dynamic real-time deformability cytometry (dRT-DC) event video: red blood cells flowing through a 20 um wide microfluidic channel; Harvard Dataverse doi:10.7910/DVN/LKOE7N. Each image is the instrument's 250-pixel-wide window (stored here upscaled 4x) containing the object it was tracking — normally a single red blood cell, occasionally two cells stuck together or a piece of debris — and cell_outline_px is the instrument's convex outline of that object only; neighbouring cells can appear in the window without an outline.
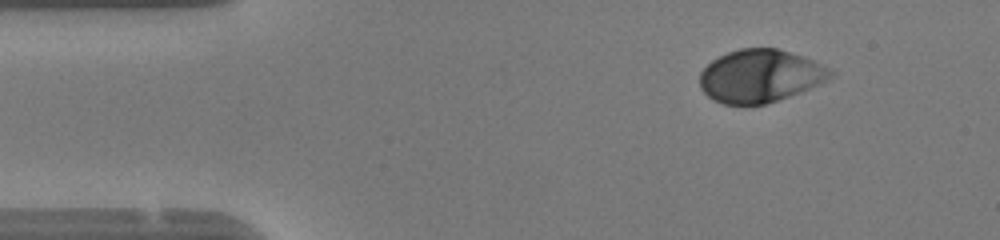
{"species": "human", "species_latin": "Homo sapiens", "temperature_condition": "warm", "stored_images_in_passage": 49, "camera_frame_rate_fps": 3000, "um_per_image_px": 0.085, "donor": {"sex": "female"}, "frame": {"image": 1, "passage_image": 6, "time_ms": 1.667, "image_size_px": [1000, 240], "cell_outline_px": [[832, 76], [828, 80], [820, 84], [800, 92], [764, 104], [724, 104], [708, 96], [700, 88], [700, 72], [712, 60], [728, 52], [740, 48], [776, 48], [812, 60], [828, 68], [832, 72]], "centroid_in_image_um": [64.59, 6.45], "position_along_channel_um": 20.4, "area_um2": 39.65}}
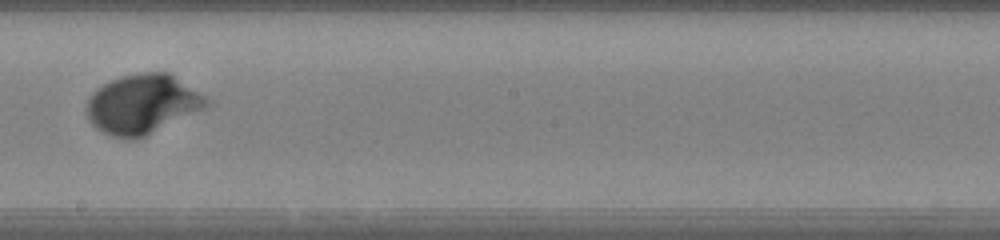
{"frame": {"image": 2, "passage_image": 27, "time_ms": 8.667, "image_size_px": [1000, 240], "cell_outline_px": [[208, 104], [204, 108], [136, 140], [128, 140], [108, 136], [96, 128], [88, 120], [88, 100], [92, 92], [96, 88], [120, 76], [144, 72], [168, 72], [204, 96], [208, 100]], "centroid_in_image_um": [12.05, 8.87], "position_along_channel_um": 236.2, "area_um2": 41.04}}
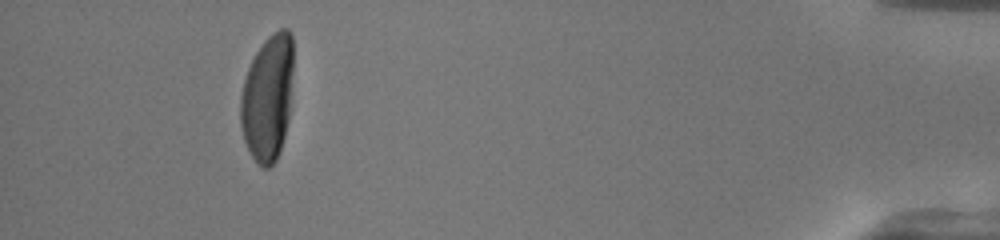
{"frame": {"image": 3, "passage_image": 45, "time_ms": 14.667, "image_size_px": [1000, 240], "cell_outline_px": [[292, 72], [288, 120], [280, 152], [276, 160], [268, 168], [264, 168], [252, 156], [244, 140], [240, 124], [240, 96], [244, 80], [248, 68], [256, 52], [264, 40], [272, 32], [280, 28], [288, 28], [292, 36]], "centroid_in_image_um": [22.74, 8.29], "position_along_channel_um": 412.5, "area_um2": 38.73}, "authors_computed_cell_mechanics": {"area_um2": 39.882, "velocity_mm_per_s": 4.125, "shape_relaxation_time_tau1_ms": 2.2925, "shape_relaxation_time_tau2_ms": null, "deformation_change_tau1": 0.182, "deformation_change_tau2": null}}